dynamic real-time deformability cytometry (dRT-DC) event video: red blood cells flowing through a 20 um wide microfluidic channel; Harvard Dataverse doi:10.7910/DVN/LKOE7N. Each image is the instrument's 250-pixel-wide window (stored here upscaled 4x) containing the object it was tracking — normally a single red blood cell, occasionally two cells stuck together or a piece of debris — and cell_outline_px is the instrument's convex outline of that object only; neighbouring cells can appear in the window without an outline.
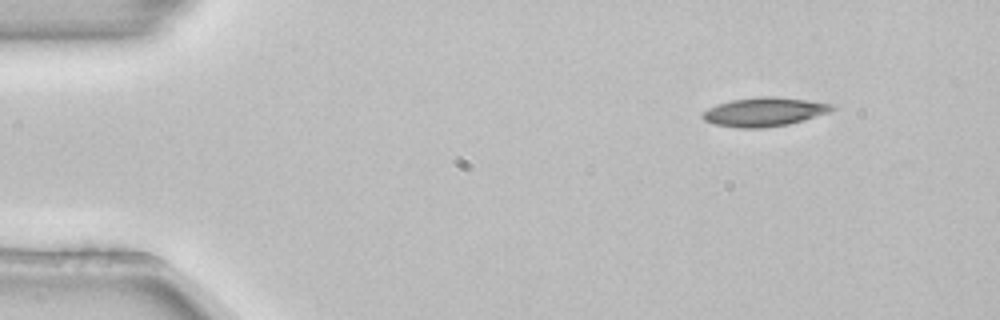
{"species": "common noctule bat (a hibernating species)", "species_latin": "Nyctalus noctula", "temperature_condition": "room temperature", "stored_images_in_passage": 3, "camera_frame_rate_fps": 3000, "um_per_image_px": 0.085, "animal": {"sex": "female", "body_mass_g": 22.7, "forearm_length_mm": 54.2}, "frame": {"image": 1, "passage_image": 1, "time_ms": 0.0, "image_size_px": [1000, 320], "cell_outline_px": [[836, 108], [828, 112], [804, 120], [788, 124], [764, 128], [736, 128], [712, 124], [704, 120], [700, 116], [708, 108], [732, 100], [760, 96], [772, 96], [836, 104]], "centroid_in_image_um": [64.95, 9.52], "position_along_channel_um": 20.0, "area_um2": 21.73}}
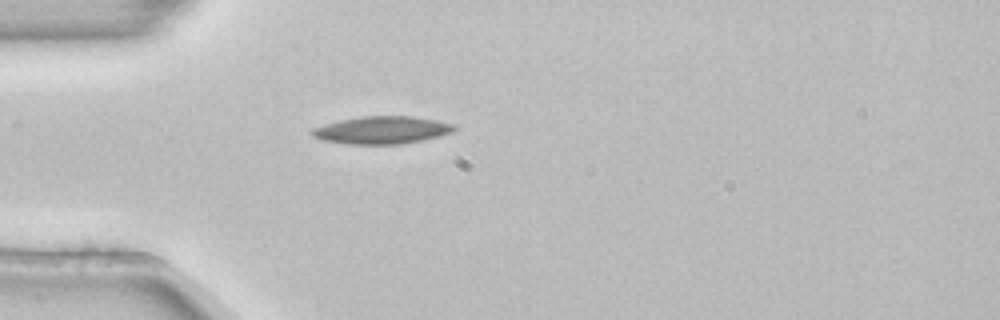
{"frame": {"image": 2, "passage_image": 3, "time_ms": 0.667, "image_size_px": [1000, 320], "cell_outline_px": [[460, 128], [452, 132], [404, 144], [348, 144], [320, 140], [312, 136], [312, 128], [340, 120], [360, 116], [412, 116], [436, 120], [456, 124]], "centroid_in_image_um": [32.48, 11.05], "position_along_channel_um": 52.5, "area_um2": 22.89}}